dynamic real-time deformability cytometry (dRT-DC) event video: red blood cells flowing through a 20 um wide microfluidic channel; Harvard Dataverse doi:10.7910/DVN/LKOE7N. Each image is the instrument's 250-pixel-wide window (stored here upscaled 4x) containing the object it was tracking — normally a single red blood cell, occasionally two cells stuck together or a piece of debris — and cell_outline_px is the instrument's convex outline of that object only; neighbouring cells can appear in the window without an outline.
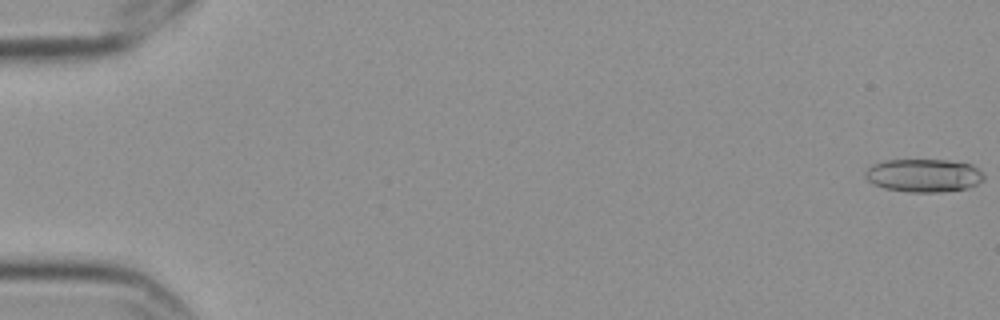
{"species": "Egyptian fruit bat (a non-hibernating species)", "species_latin": "Rousettus aegyptiacus", "temperature_condition": "cold", "stored_images_in_passage": 5, "camera_frame_rate_fps": 3000, "um_per_image_px": 0.085, "frame": {"image": 1, "passage_image": 1, "time_ms": 0.0, "image_size_px": [1000, 320], "cell_outline_px": [[984, 180], [968, 188], [936, 192], [908, 192], [884, 188], [872, 184], [864, 176], [864, 172], [872, 164], [884, 160], [948, 160], [972, 164], [984, 176]], "centroid_in_image_um": [78.48, 14.91], "position_along_channel_um": 6.5, "area_um2": 22.95}}
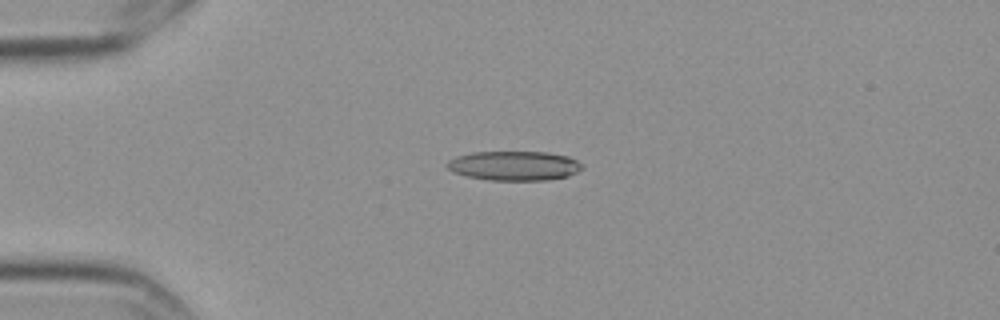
{"frame": {"image": 2, "passage_image": 5, "time_ms": 1.333, "image_size_px": [1000, 320], "cell_outline_px": [[584, 168], [568, 176], [544, 180], [492, 180], [468, 176], [452, 172], [444, 164], [448, 160], [456, 156], [472, 152], [548, 152], [568, 156], [584, 164]], "centroid_in_image_um": [43.7, 14.08], "position_along_channel_um": 41.3, "area_um2": 23.24}}